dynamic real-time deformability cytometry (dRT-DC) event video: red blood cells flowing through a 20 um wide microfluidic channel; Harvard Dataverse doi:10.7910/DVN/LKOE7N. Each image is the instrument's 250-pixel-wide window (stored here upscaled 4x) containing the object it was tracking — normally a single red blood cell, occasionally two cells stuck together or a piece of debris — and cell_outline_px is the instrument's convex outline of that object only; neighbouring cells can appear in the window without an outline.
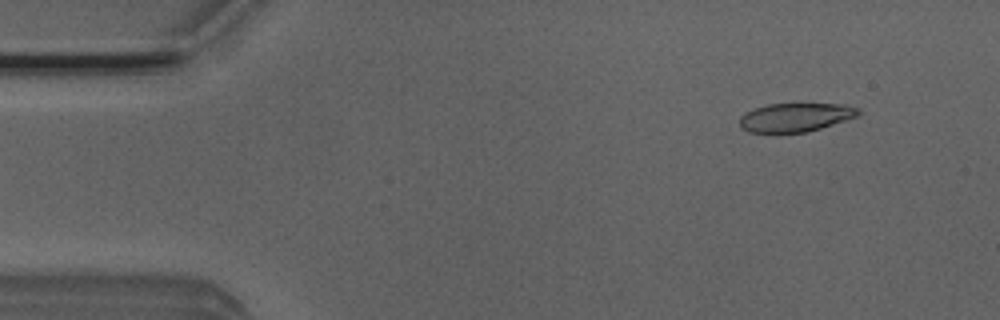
{"species": "Egyptian fruit bat (a non-hibernating species)", "species_latin": "Rousettus aegyptiacus", "temperature_condition": "room temperature", "stored_images_in_passage": 12, "camera_frame_rate_fps": 3000, "um_per_image_px": 0.085, "animal": {"sex": "male"}, "frame": {"image": 1, "passage_image": 5, "time_ms": 1.333, "image_size_px": [1000, 320], "cell_outline_px": [[860, 112], [856, 116], [808, 132], [776, 136], [772, 136], [748, 132], [740, 128], [740, 116], [756, 108], [768, 104], [844, 104], [860, 108]], "centroid_in_image_um": [67.53, 10.03], "position_along_channel_um": 17.5, "area_um2": 20.46}}